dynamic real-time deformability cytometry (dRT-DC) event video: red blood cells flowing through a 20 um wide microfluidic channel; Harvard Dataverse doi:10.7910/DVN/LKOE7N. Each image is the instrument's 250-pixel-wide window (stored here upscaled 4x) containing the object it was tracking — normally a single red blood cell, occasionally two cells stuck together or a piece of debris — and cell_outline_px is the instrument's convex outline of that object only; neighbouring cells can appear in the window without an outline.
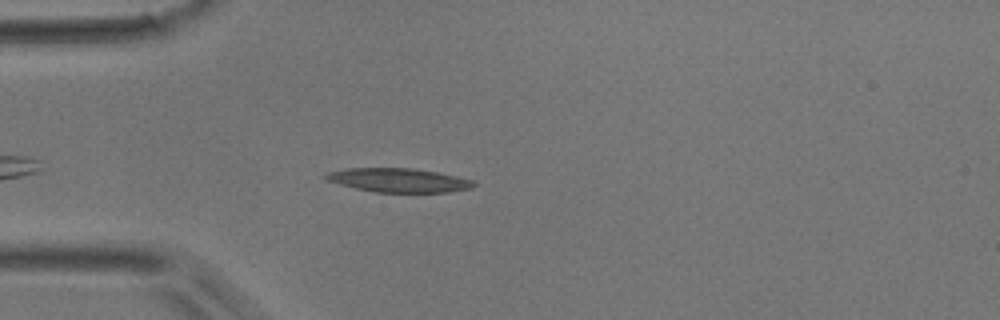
{"species": "common noctule bat (a hibernating species)", "species_latin": "Nyctalus noctula", "temperature_condition": "room temperature", "stored_images_in_passage": 43, "camera_frame_rate_fps": 3000, "um_per_image_px": 0.085, "animal": {"sex": "male", "body_mass_g": 17.9}, "frame": {"image": 1, "passage_image": 9, "time_ms": 2.667, "image_size_px": [1000, 320], "cell_outline_px": [[476, 184], [472, 188], [448, 192], [372, 192], [324, 180], [324, 176], [328, 172], [344, 168], [412, 168], [436, 172], [456, 176], [472, 180]], "centroid_in_image_um": [33.85, 15.31], "position_along_channel_um": 51.2, "area_um2": 20.58}}
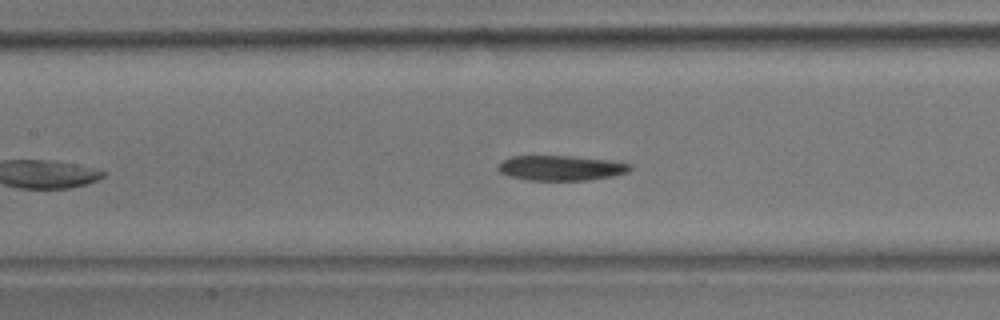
{"frame": {"image": 2, "passage_image": 18, "time_ms": 5.667, "image_size_px": [1000, 320], "cell_outline_px": [[632, 168], [628, 172], [612, 176], [588, 180], [524, 180], [508, 176], [500, 172], [496, 168], [496, 164], [512, 156], [572, 156], [612, 160], [632, 164]], "centroid_in_image_um": [47.67, 14.27], "position_along_channel_um": 159.7, "area_um2": 19.48}}
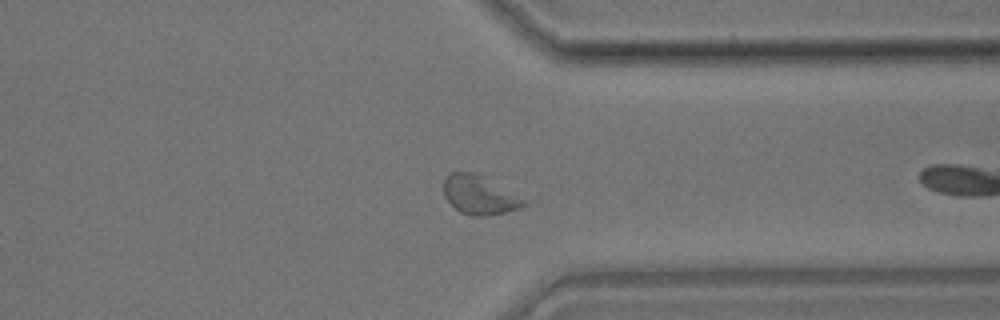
{"frame": {"image": 3, "passage_image": 31, "time_ms": 10.0, "image_size_px": [1000, 320], "cell_outline_px": [[540, 196], [528, 204], [520, 208], [504, 212], [484, 216], [472, 216], [460, 212], [444, 196], [444, 180], [448, 172], [476, 172]], "centroid_in_image_um": [41.1, 16.52], "position_along_channel_um": 370.3, "area_um2": 20.35}}